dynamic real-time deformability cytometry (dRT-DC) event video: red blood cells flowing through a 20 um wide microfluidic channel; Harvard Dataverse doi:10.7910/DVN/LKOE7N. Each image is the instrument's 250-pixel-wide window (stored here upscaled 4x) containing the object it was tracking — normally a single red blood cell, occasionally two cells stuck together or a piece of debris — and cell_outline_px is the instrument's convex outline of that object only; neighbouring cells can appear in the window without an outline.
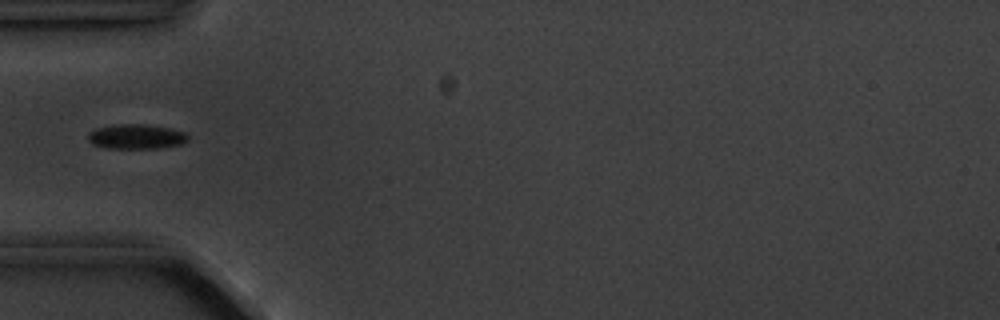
{"species": "common noctule bat (a hibernating species)", "species_latin": "Nyctalus noctula", "temperature_condition": "cold", "stored_images_in_passage": 12, "camera_frame_rate_fps": 3000, "um_per_image_px": 0.085, "animal": {"sex": "male", "body_mass_g": 20.1, "forearm_length_mm": 53.5}, "frame": {"image": 1, "passage_image": 2, "time_ms": 2.0, "image_size_px": [1000, 320], "cell_outline_px": [[188, 140], [180, 144], [156, 148], [104, 148], [92, 144], [88, 140], [88, 132], [96, 128], [112, 124], [144, 124], [168, 128], [184, 132], [188, 136]], "centroid_in_image_um": [11.52, 11.6], "position_along_channel_um": 73.5, "area_um2": 14.39}}